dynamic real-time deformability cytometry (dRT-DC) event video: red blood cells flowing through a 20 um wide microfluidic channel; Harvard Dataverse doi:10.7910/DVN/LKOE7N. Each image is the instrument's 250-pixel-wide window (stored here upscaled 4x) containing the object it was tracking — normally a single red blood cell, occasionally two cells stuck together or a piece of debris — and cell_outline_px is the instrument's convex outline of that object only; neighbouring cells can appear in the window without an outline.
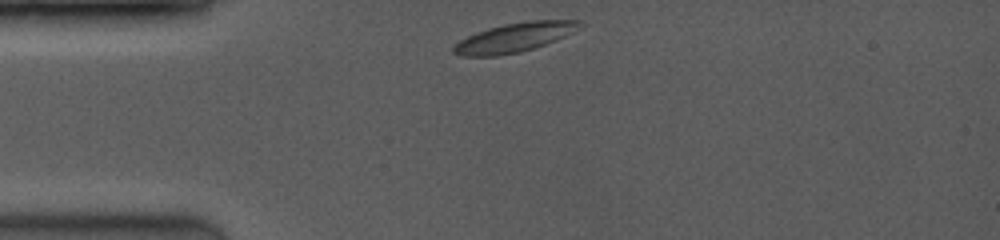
{"species": "common noctule bat (a hibernating species)", "species_latin": "Nyctalus noctula", "temperature_condition": "room temperature", "stored_images_in_passage": 21, "camera_frame_rate_fps": 3500, "um_per_image_px": 0.085, "animal": {"sex": "female", "body_mass_g": 19.0, "forearm_length_mm": 53.3}, "frame": {"image": 1, "passage_image": 1, "time_ms": 0.0, "image_size_px": [1000, 240], "cell_outline_px": [[584, 24], [564, 36], [556, 40], [520, 52], [500, 56], [460, 56], [452, 52], [452, 48], [460, 40], [476, 32], [488, 28], [504, 24], [528, 20], [580, 20]], "centroid_in_image_um": [43.7, 3.18], "position_along_channel_um": 41.3, "area_um2": 21.33}}
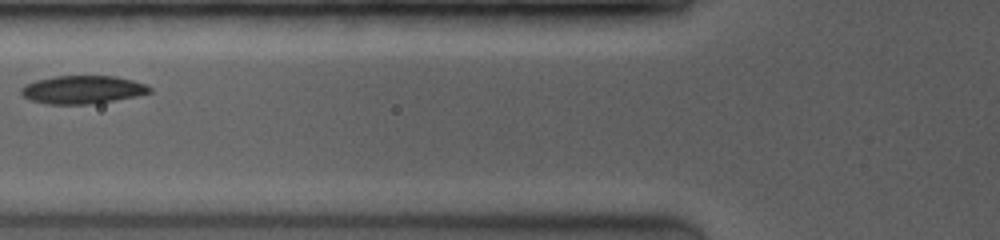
{"frame": {"image": 2, "passage_image": 6, "time_ms": 2.571, "image_size_px": [1000, 240], "cell_outline_px": [[152, 92], [136, 96], [88, 104], [48, 104], [32, 100], [24, 96], [20, 92], [20, 88], [24, 84], [36, 80], [52, 76], [116, 76], [132, 80], [144, 84], [152, 88]], "centroid_in_image_um": [6.99, 7.61], "position_along_channel_um": 118.8, "area_um2": 20.92}}
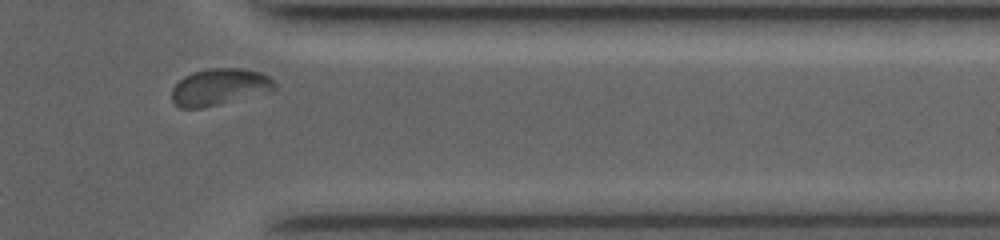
{"frame": {"image": 3, "passage_image": 21, "time_ms": 9.429, "image_size_px": [1000, 240], "cell_outline_px": [[276, 88], [272, 92], [204, 108], [180, 108], [172, 100], [172, 88], [184, 76], [192, 72], [208, 68], [240, 68], [260, 72], [268, 76], [276, 84]], "centroid_in_image_um": [18.68, 7.4], "position_along_channel_um": 392.7, "area_um2": 22.25}, "authors_computed_cell_mechanics": {"area_um2": 21.5594, "velocity_mm_per_s": 4.0012, "shape_relaxation_time_tau1_ms": 8.0745, "shape_relaxation_time_tau2_ms": null, "deformation_change_tau1": 0.1883, "deformation_change_tau2": null}}